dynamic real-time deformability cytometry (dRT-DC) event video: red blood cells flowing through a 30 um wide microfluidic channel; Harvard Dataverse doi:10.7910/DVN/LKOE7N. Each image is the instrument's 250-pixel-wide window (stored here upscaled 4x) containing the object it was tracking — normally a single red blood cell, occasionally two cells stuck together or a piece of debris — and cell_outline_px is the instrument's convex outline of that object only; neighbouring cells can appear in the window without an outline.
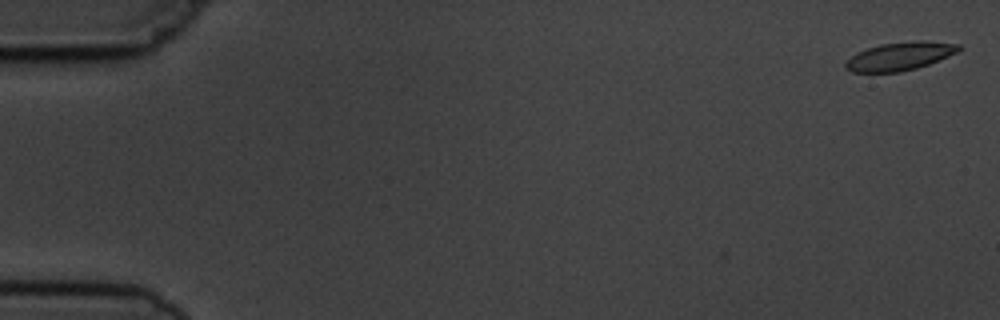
{"species": "common noctule bat (a hibernating species)", "species_latin": "Nyctalus noctula", "temperature_condition": "cold", "stored_images_in_passage": 3, "camera_frame_rate_fps": 3000, "um_per_image_px": 0.085, "animal": {"sex": "male", "body_mass_g": 19.5, "forearm_length_mm": 54.6}, "frame": {"image": 1, "passage_image": 1, "time_ms": 0.0, "image_size_px": [1000, 320], "cell_outline_px": [[964, 48], [948, 56], [928, 64], [916, 68], [900, 72], [852, 72], [844, 68], [844, 64], [856, 52], [880, 44], [920, 40], [924, 40], [960, 44]], "centroid_in_image_um": [76.49, 4.77], "position_along_channel_um": 8.5, "area_um2": 18.61}}